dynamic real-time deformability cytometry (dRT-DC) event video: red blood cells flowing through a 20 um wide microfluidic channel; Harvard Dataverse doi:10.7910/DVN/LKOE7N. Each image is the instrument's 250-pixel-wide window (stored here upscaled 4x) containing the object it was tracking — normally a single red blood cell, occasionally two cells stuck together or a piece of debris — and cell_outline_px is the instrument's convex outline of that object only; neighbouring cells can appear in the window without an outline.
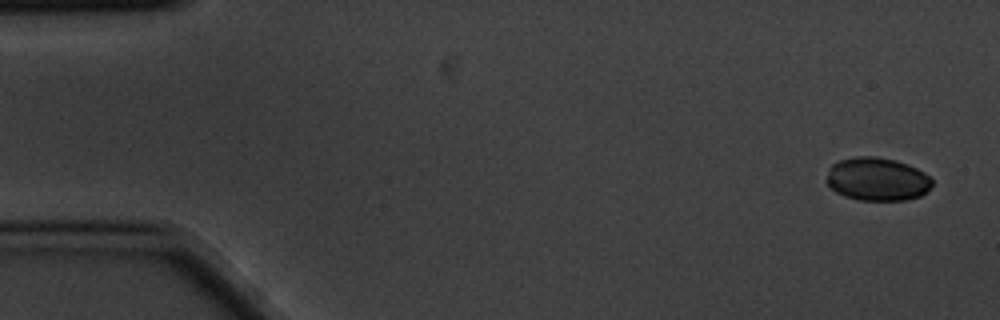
{"species": "common noctule bat (a hibernating species)", "species_latin": "Nyctalus noctula", "temperature_condition": "cold", "stored_images_in_passage": 5, "camera_frame_rate_fps": 3000, "um_per_image_px": 0.085, "animal": {"sex": "male", "body_mass_g": 20.1, "forearm_length_mm": 53.5}, "frame": {"image": 1, "passage_image": 1, "time_ms": 0.0, "image_size_px": [1000, 320], "cell_outline_px": [[932, 184], [920, 196], [904, 200], [856, 200], [844, 196], [836, 192], [824, 180], [828, 168], [832, 164], [840, 160], [856, 156], [876, 156], [896, 160], [908, 164], [924, 172], [932, 180]], "centroid_in_image_um": [74.51, 15.22], "position_along_channel_um": 10.5, "area_um2": 26.76}}
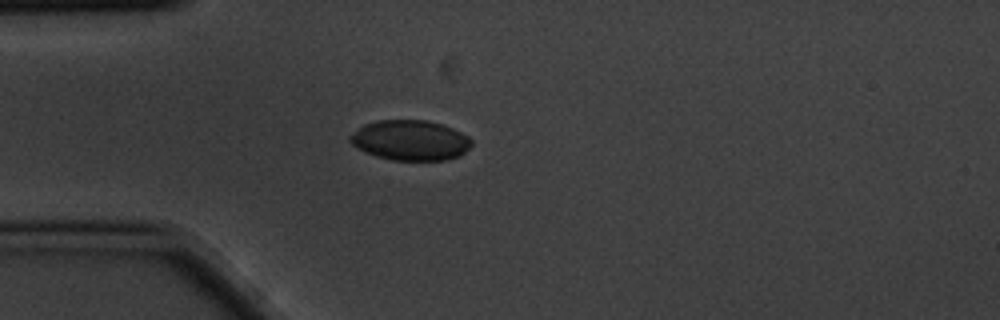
{"frame": {"image": 2, "passage_image": 4, "time_ms": 1.0, "image_size_px": [1000, 320], "cell_outline_px": [[472, 144], [460, 156], [444, 160], [392, 160], [376, 156], [352, 144], [348, 140], [348, 136], [364, 124], [376, 120], [424, 120], [440, 124], [452, 128], [468, 136], [472, 140]], "centroid_in_image_um": [34.87, 11.92], "position_along_channel_um": 50.1, "area_um2": 28.26}}